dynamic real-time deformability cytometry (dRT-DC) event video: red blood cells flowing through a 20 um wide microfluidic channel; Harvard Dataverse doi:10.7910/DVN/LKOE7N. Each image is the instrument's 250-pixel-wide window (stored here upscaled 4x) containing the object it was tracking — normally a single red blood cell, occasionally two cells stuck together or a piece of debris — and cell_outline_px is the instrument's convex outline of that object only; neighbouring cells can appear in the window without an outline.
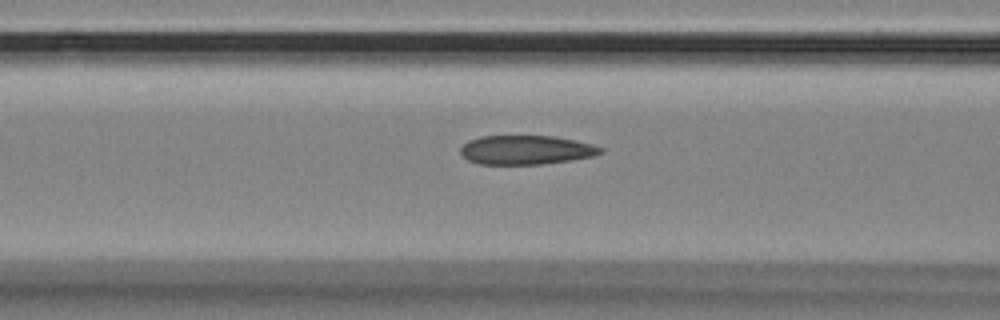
{"species": "Egyptian fruit bat (a non-hibernating species)", "species_latin": "Rousettus aegyptiacus", "temperature_condition": "room temperature", "stored_images_in_passage": 34, "camera_frame_rate_fps": 3000, "um_per_image_px": 0.085, "animal": {"sex": "female"}, "frame": {"image": 1, "passage_image": 7, "time_ms": 2.0, "image_size_px": [1000, 320], "cell_outline_px": [[604, 152], [592, 156], [572, 160], [540, 164], [480, 164], [468, 160], [460, 152], [460, 148], [468, 140], [480, 136], [552, 136], [592, 144], [604, 148]], "centroid_in_image_um": [44.71, 12.74], "position_along_channel_um": 121.9, "area_um2": 23.64}}
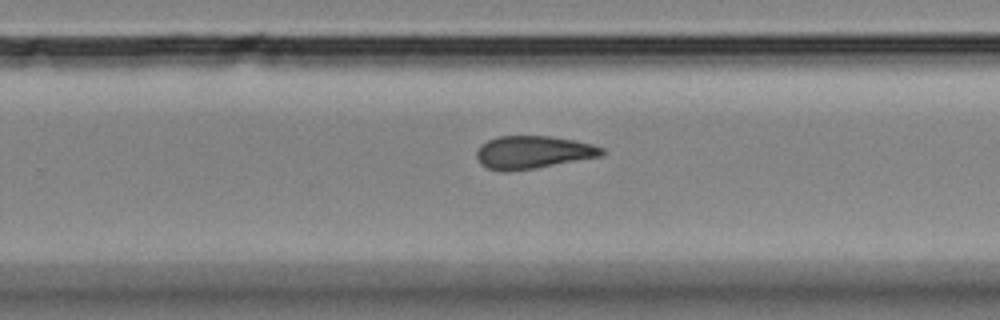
{"frame": {"image": 2, "passage_image": 21, "time_ms": 6.667, "image_size_px": [1000, 320], "cell_outline_px": [[604, 156], [536, 168], [508, 172], [500, 172], [488, 168], [480, 164], [476, 156], [476, 152], [480, 144], [496, 136], [548, 136], [576, 140], [592, 144], [604, 148]], "centroid_in_image_um": [45.3, 12.95], "position_along_channel_um": 284.5, "area_um2": 24.33}}
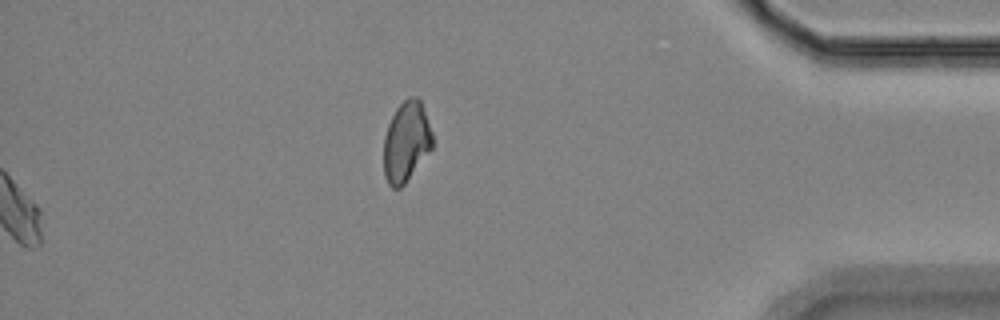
{"frame": {"image": 3, "passage_image": 34, "time_ms": 11.0, "image_size_px": [1000, 320], "cell_outline_px": [[432, 148], [404, 184], [400, 188], [392, 188], [388, 184], [384, 176], [384, 136], [388, 124], [396, 108], [408, 96], [416, 96], [420, 100], [432, 132]], "centroid_in_image_um": [34.51, 12.04], "position_along_channel_um": 400.7, "area_um2": 22.66}, "authors_computed_cell_mechanics": {"area_um2": 24.0737, "velocity_mm_per_s": 3.4854, "shape_relaxation_time_tau1_ms": null, "shape_relaxation_time_tau2_ms": 4.8673, "deformation_change_tau1": null, "deformation_change_tau2": 0.1173}}